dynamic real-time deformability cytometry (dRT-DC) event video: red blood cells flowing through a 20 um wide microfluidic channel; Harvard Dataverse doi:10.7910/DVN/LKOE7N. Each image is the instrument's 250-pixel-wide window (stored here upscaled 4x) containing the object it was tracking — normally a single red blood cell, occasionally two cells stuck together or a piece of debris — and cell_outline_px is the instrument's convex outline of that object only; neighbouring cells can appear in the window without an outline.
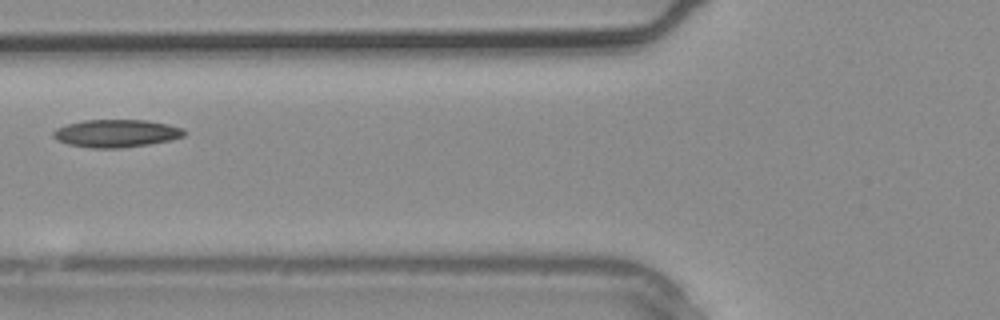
{"species": "common noctule bat (a hibernating species)", "species_latin": "Nyctalus noctula", "temperature_condition": "warm", "stored_images_in_passage": 3, "camera_frame_rate_fps": 3000, "um_per_image_px": 0.085, "animal": {"sex": "male", "body_mass_g": 20.4}, "frame": {"image": 1, "passage_image": 3, "time_ms": 0.667, "image_size_px": [1000, 320], "cell_outline_px": [[184, 136], [172, 140], [148, 144], [120, 148], [88, 148], [68, 144], [56, 140], [52, 136], [52, 132], [56, 128], [68, 124], [84, 120], [144, 120], [168, 124], [184, 128]], "centroid_in_image_um": [9.86, 11.34], "position_along_channel_um": 115.9, "area_um2": 21.21}}